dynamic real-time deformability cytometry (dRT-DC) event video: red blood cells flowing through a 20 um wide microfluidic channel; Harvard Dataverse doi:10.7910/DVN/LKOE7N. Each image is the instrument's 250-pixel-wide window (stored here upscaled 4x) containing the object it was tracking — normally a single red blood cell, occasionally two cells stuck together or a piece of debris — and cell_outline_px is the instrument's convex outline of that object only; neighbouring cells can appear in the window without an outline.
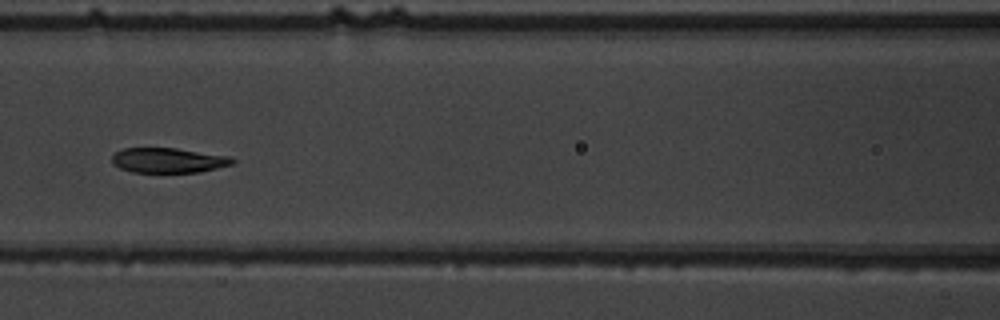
{"species": "common noctule bat (a hibernating species)", "species_latin": "Nyctalus noctula", "temperature_condition": "warm", "stored_images_in_passage": 15, "camera_frame_rate_fps": 3000, "um_per_image_px": 0.085, "animal": {"sex": "male", "body_mass_g": 19.5, "forearm_length_mm": 54.6}, "frame": {"image": 1, "passage_image": 7, "time_ms": 7.667, "image_size_px": [1000, 320], "cell_outline_px": [[236, 160], [232, 164], [200, 172], [132, 172], [120, 168], [112, 164], [112, 156], [116, 152], [124, 148], [176, 148], [228, 156]], "centroid_in_image_um": [14.28, 13.63], "position_along_channel_um": 152.3, "area_um2": 17.4}}
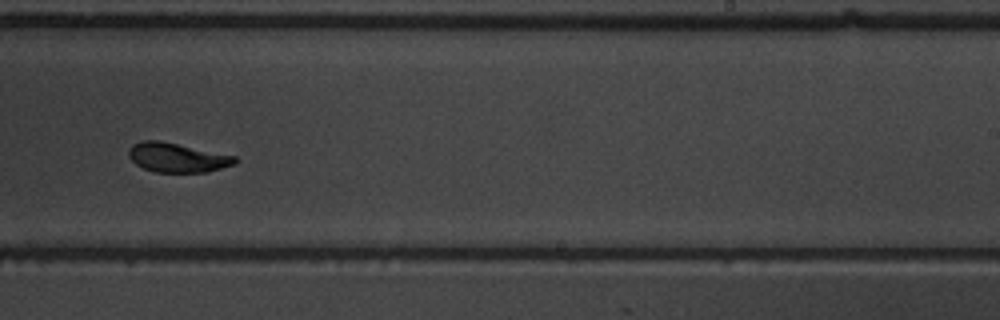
{"frame": {"image": 2, "passage_image": 10, "time_ms": 11.0, "image_size_px": [1000, 320], "cell_outline_px": [[240, 160], [236, 164], [208, 172], [156, 172], [144, 168], [136, 164], [128, 156], [128, 148], [132, 144], [140, 140], [160, 140], [236, 156]], "centroid_in_image_um": [15.07, 13.38], "position_along_channel_um": 273.9, "area_um2": 18.38}}
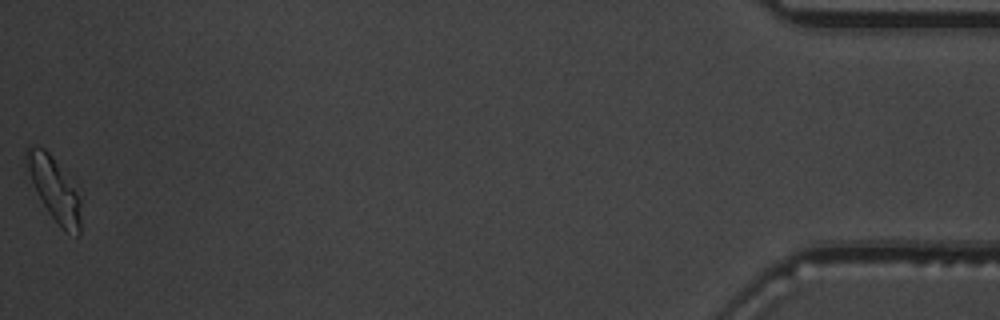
{"frame": {"image": 3, "passage_image": 15, "time_ms": 17.667, "image_size_px": [1000, 320], "cell_outline_px": [[80, 236], [76, 236], [64, 232], [60, 228], [48, 212], [32, 180], [24, 160], [24, 148], [44, 148], [52, 156], [76, 192], [80, 200]], "centroid_in_image_um": [4.62, 16.13], "position_along_channel_um": 430.6, "area_um2": 19.31}, "authors_computed_cell_mechanics": {"area_um2": 19.3052, "velocity_mm_per_s": 3.6518, "shape_relaxation_time_tau1_ms": 3.4494, "shape_relaxation_time_tau2_ms": 0.3295, "deformation_change_tau1": 0.1058, "deformation_change_tau2": 0.0371}}